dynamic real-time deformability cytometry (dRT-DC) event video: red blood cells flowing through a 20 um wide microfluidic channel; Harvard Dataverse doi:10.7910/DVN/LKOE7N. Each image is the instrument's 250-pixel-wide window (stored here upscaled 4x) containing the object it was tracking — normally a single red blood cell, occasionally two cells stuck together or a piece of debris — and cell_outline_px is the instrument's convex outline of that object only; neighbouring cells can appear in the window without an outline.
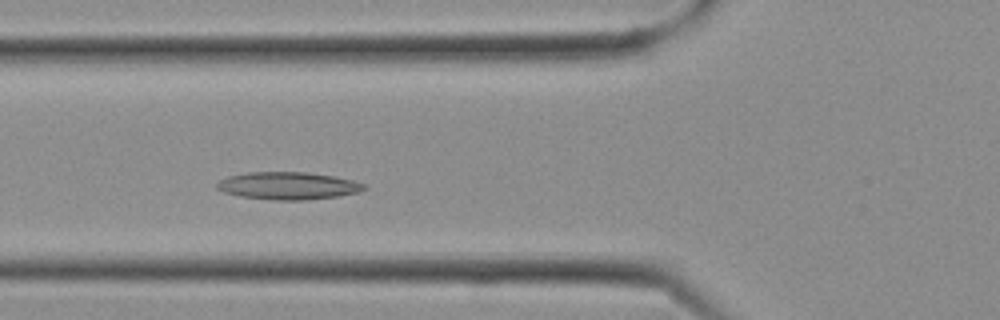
{"species": "Egyptian fruit bat (a non-hibernating species)", "species_latin": "Rousettus aegyptiacus", "temperature_condition": "cold", "stored_images_in_passage": 15, "camera_frame_rate_fps": 3000, "um_per_image_px": 0.085, "frame": {"image": 1, "passage_image": 7, "time_ms": 2.0, "image_size_px": [1000, 320], "cell_outline_px": [[368, 188], [360, 192], [336, 196], [304, 200], [276, 200], [240, 196], [224, 192], [216, 188], [216, 184], [220, 180], [228, 176], [248, 172], [308, 172], [336, 176], [352, 180], [364, 184]], "centroid_in_image_um": [24.5, 15.78], "position_along_channel_um": 101.3, "area_um2": 23.58}}
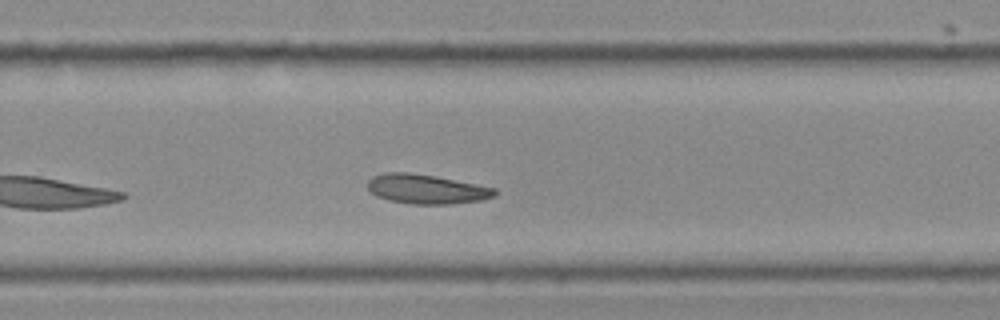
{"frame": {"image": 2, "passage_image": 15, "time_ms": 4.667, "image_size_px": [1000, 320], "cell_outline_px": [[496, 196], [480, 200], [452, 204], [412, 204], [388, 200], [376, 196], [368, 188], [368, 180], [372, 176], [384, 172], [408, 172], [436, 176], [496, 188]], "centroid_in_image_um": [36.23, 16.07], "position_along_channel_um": 293.6, "area_um2": 21.85}}